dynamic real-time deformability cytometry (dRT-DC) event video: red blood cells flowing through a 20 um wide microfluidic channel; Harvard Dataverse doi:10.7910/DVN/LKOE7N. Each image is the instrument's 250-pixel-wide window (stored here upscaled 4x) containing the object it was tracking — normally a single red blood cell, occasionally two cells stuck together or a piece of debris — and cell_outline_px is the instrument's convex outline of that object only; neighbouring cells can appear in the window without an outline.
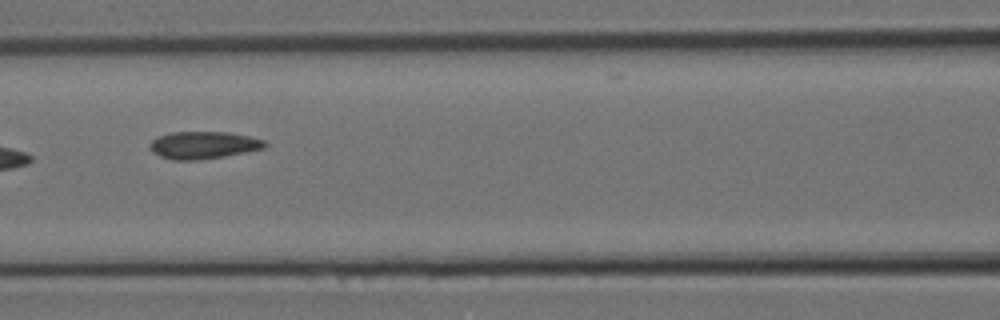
{"species": "Egyptian fruit bat (a non-hibernating species)", "species_latin": "Rousettus aegyptiacus", "temperature_condition": "room temperature", "stored_images_in_passage": 18, "camera_frame_rate_fps": 3000, "um_per_image_px": 0.085, "animal": {"sex": "female"}, "frame": {"image": 1, "passage_image": 8, "time_ms": 2.333, "image_size_px": [1000, 320], "cell_outline_px": [[268, 144], [264, 148], [224, 156], [200, 160], [172, 160], [160, 156], [152, 152], [148, 148], [148, 144], [152, 140], [160, 136], [172, 132], [228, 132], [248, 136], [264, 140]], "centroid_in_image_um": [17.25, 12.34], "position_along_channel_um": 149.3, "area_um2": 18.32}}